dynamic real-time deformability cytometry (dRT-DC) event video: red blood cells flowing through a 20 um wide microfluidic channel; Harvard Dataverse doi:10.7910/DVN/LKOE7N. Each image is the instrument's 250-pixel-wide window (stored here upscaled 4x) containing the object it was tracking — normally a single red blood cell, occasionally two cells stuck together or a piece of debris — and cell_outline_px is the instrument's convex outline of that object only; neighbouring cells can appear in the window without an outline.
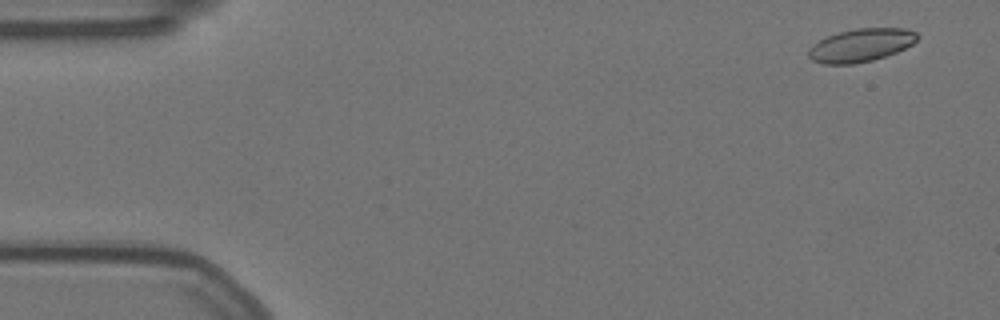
{"species": "Egyptian fruit bat (a non-hibernating species)", "species_latin": "Rousettus aegyptiacus", "temperature_condition": "warm", "stored_images_in_passage": 57, "camera_frame_rate_fps": 3000, "um_per_image_px": 0.085, "animal": {"sex": "female"}, "frame": {"image": 1, "passage_image": 3, "time_ms": 0.667, "image_size_px": [1000, 320], "cell_outline_px": [[920, 36], [912, 44], [896, 52], [872, 60], [852, 64], [824, 64], [812, 60], [808, 56], [808, 52], [812, 44], [828, 36], [840, 32], [856, 28], [904, 28], [916, 32]], "centroid_in_image_um": [73.18, 3.84], "position_along_channel_um": 11.8, "area_um2": 20.81}}
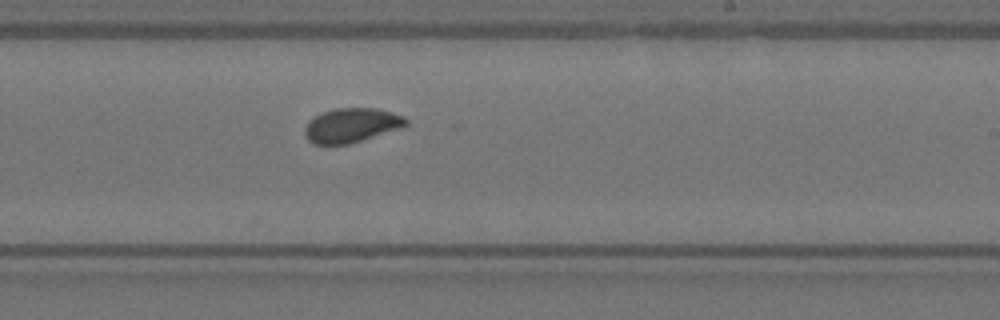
{"frame": {"image": 2, "passage_image": 34, "time_ms": 11.0, "image_size_px": [1000, 320], "cell_outline_px": [[408, 124], [400, 128], [348, 144], [312, 144], [308, 140], [304, 132], [304, 128], [308, 120], [324, 112], [336, 108], [376, 108], [392, 112], [404, 116], [408, 120]], "centroid_in_image_um": [29.87, 10.64], "position_along_channel_um": 259.1, "area_um2": 20.11}}
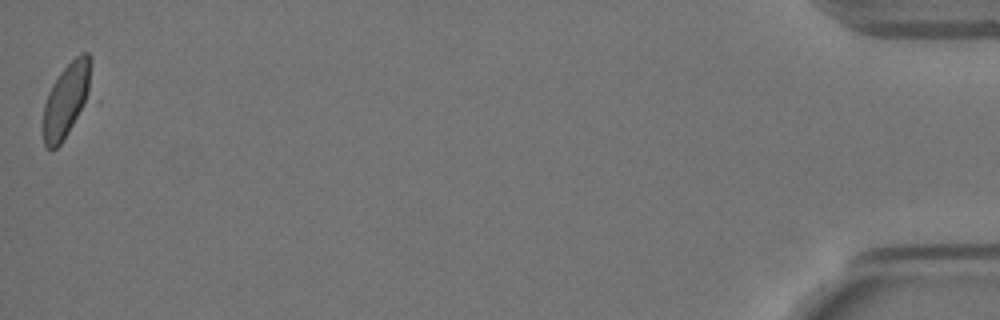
{"frame": {"image": 3, "passage_image": 57, "time_ms": 18.667, "image_size_px": [1000, 320], "cell_outline_px": [[100, 104], [56, 148], [48, 148], [44, 144], [40, 128], [44, 104], [48, 92], [52, 84], [60, 72], [80, 52], [88, 52], [92, 56], [100, 100]], "centroid_in_image_um": [5.93, 8.52], "position_along_channel_um": 429.3, "area_um2": 25.49}, "authors_computed_cell_mechanics": {"area_um2": 20.4612, "velocity_mm_per_s": 3.5066, "shape_relaxation_time_tau1_ms": 4.6342, "shape_relaxation_time_tau2_ms": 0.6681, "deformation_change_tau1": 0.1147, "deformation_change_tau2": 0.0592}}